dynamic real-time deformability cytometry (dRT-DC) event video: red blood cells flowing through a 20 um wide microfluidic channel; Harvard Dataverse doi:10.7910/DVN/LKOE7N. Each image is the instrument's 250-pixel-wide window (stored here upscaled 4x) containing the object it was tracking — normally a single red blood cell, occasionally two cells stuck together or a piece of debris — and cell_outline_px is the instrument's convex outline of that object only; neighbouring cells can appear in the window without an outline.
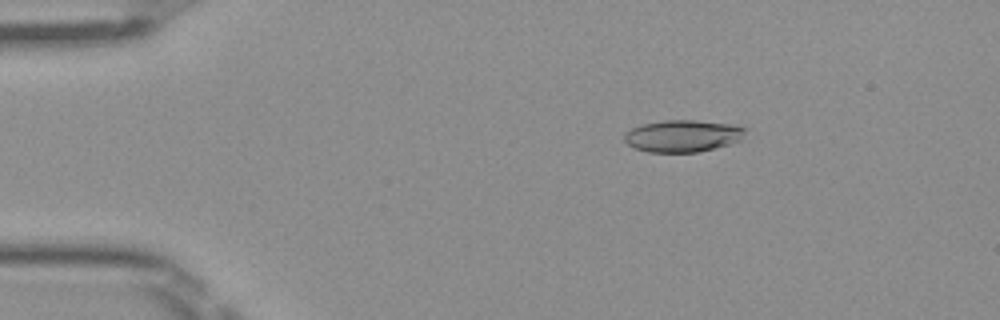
{"species": "Egyptian fruit bat (a non-hibernating species)", "species_latin": "Rousettus aegyptiacus", "temperature_condition": "room temperature", "stored_images_in_passage": 51, "camera_frame_rate_fps": 3000, "um_per_image_px": 0.085, "frame": {"image": 1, "passage_image": 9, "time_ms": 2.667, "image_size_px": [1000, 320], "cell_outline_px": [[744, 140], [696, 152], [648, 152], [636, 148], [628, 144], [624, 140], [624, 136], [632, 128], [644, 124], [664, 120], [692, 120], [736, 124], [744, 128]], "centroid_in_image_um": [58.07, 11.55], "position_along_channel_um": 26.9, "area_um2": 22.37}}
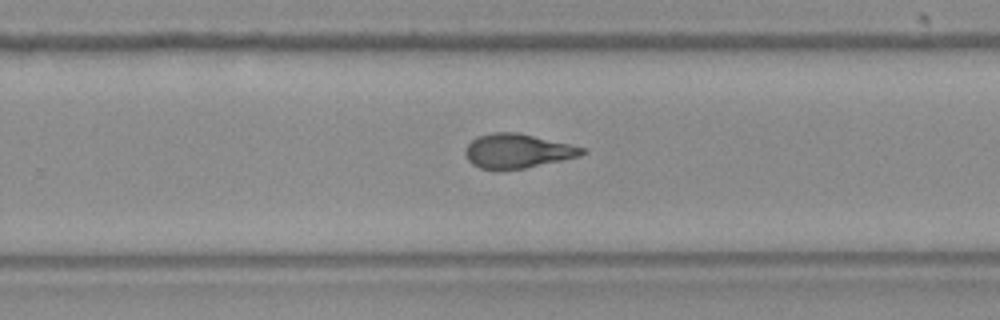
{"frame": {"image": 2, "passage_image": 33, "time_ms": 10.667, "image_size_px": [1000, 320], "cell_outline_px": [[588, 152], [580, 156], [564, 160], [524, 168], [480, 168], [472, 164], [468, 160], [464, 152], [464, 148], [476, 136], [492, 132], [516, 132], [568, 144], [584, 148]], "centroid_in_image_um": [43.97, 12.82], "position_along_channel_um": 285.8, "area_um2": 23.0}}
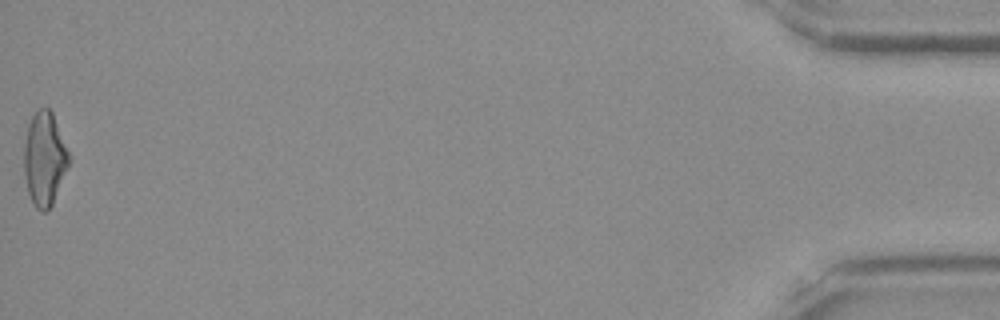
{"frame": {"image": 3, "passage_image": 51, "time_ms": 16.667, "image_size_px": [1000, 320], "cell_outline_px": [[68, 164], [52, 204], [48, 212], [44, 212], [36, 208], [28, 192], [24, 172], [24, 144], [28, 124], [32, 116], [40, 108], [48, 108], [52, 112], [68, 152]], "centroid_in_image_um": [3.75, 13.5], "position_along_channel_um": 431.5, "area_um2": 23.87}, "authors_computed_cell_mechanics": {"area_um2": 23.2356, "velocity_mm_per_s": 4.0475, "shape_relaxation_time_tau1_ms": 5.6282, "shape_relaxation_time_tau2_ms": 1.5999, "deformation_change_tau1": 0.1963, "deformation_change_tau2": 0.0791}}